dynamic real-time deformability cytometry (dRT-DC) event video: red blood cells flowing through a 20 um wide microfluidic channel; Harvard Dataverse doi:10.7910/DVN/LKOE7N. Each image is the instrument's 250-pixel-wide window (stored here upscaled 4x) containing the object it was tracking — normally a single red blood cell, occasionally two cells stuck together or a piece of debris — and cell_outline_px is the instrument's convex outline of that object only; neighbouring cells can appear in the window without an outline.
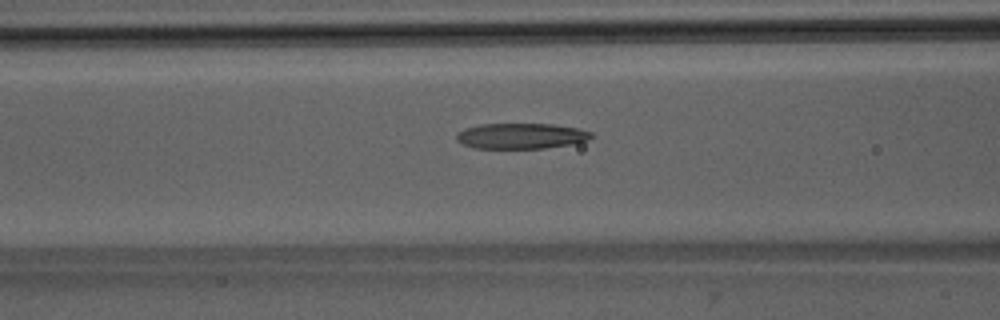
{"species": "Egyptian fruit bat (a non-hibernating species)", "species_latin": "Rousettus aegyptiacus", "temperature_condition": "room temperature", "stored_images_in_passage": 38, "camera_frame_rate_fps": 3000, "um_per_image_px": 0.085, "animal": {"sex": "male"}, "frame": {"image": 1, "passage_image": 13, "time_ms": 4.0, "image_size_px": [1000, 320], "cell_outline_px": [[592, 136], [588, 140], [572, 144], [544, 148], [476, 148], [464, 144], [456, 140], [456, 136], [464, 128], [480, 124], [556, 124], [576, 128], [592, 132]], "centroid_in_image_um": [44.31, 11.55], "position_along_channel_um": 122.3, "area_um2": 20.0}}
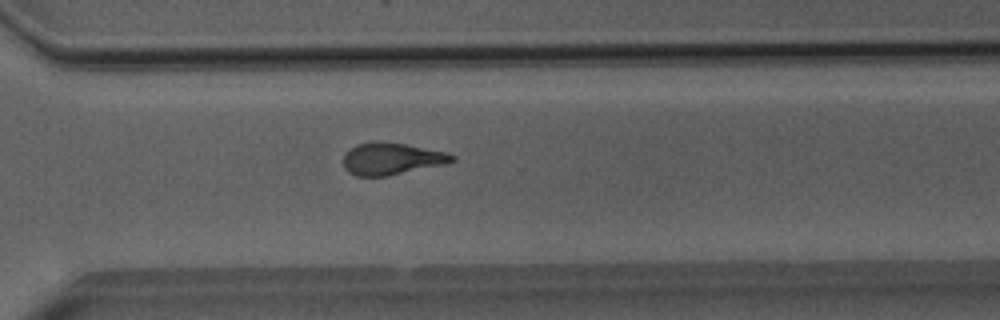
{"frame": {"image": 2, "passage_image": 29, "time_ms": 9.333, "image_size_px": [1000, 320], "cell_outline_px": [[456, 160], [444, 164], [384, 176], [356, 176], [348, 172], [344, 168], [344, 156], [356, 144], [404, 144], [444, 152], [456, 156]], "centroid_in_image_um": [33.29, 13.53], "position_along_channel_um": 337.3, "area_um2": 19.25}}
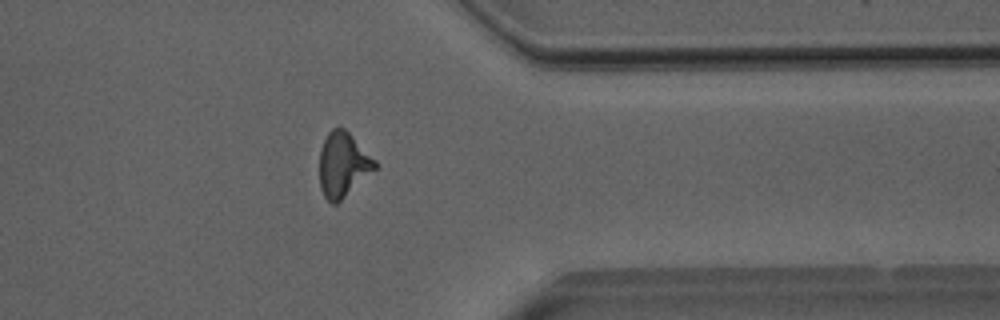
{"frame": {"image": 3, "passage_image": 33, "time_ms": 10.667, "image_size_px": [1000, 320], "cell_outline_px": [[376, 168], [336, 204], [332, 204], [324, 196], [320, 188], [320, 148], [328, 132], [332, 128], [344, 128], [376, 160]], "centroid_in_image_um": [29.13, 13.99], "position_along_channel_um": 382.3, "area_um2": 20.52}}